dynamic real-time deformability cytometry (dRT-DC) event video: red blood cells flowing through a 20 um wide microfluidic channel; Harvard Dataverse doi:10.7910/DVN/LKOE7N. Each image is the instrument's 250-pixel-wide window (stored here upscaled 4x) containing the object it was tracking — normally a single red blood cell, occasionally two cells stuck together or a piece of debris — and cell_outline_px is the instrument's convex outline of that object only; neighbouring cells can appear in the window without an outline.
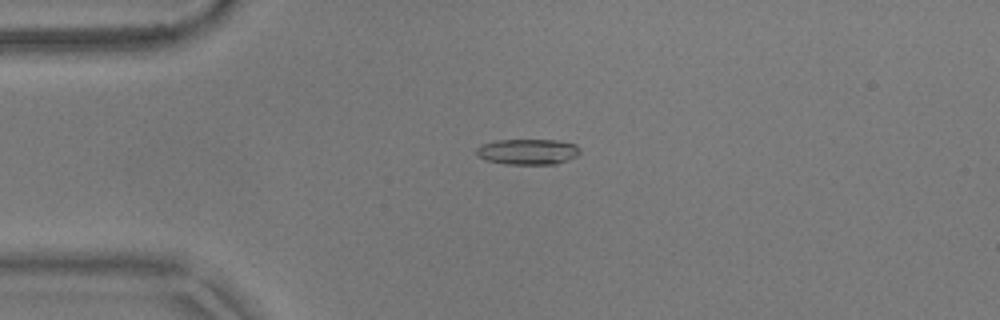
{"species": "common noctule bat (a hibernating species)", "species_latin": "Nyctalus noctula", "temperature_condition": "warm", "stored_images_in_passage": 50, "camera_frame_rate_fps": 3000, "um_per_image_px": 0.085, "animal": {"sex": "male", "body_mass_g": 17.9}, "frame": {"image": 1, "passage_image": 9, "time_ms": 2.667, "image_size_px": [1000, 320], "cell_outline_px": [[580, 152], [576, 156], [556, 164], [508, 164], [488, 160], [480, 156], [476, 152], [476, 148], [480, 144], [496, 140], [556, 140], [576, 144]], "centroid_in_image_um": [44.86, 12.88], "position_along_channel_um": 40.1, "area_um2": 15.32}}
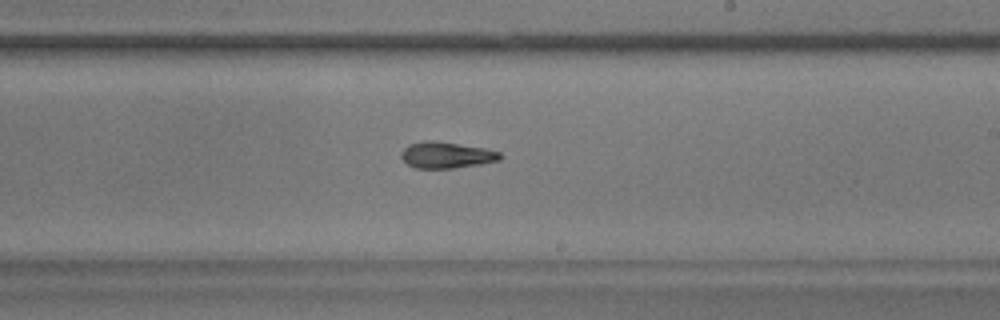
{"frame": {"image": 2, "passage_image": 28, "time_ms": 9.0, "image_size_px": [1000, 320], "cell_outline_px": [[500, 160], [480, 164], [452, 168], [416, 168], [408, 164], [400, 156], [404, 148], [412, 144], [428, 140], [432, 140], [484, 148], [500, 152]], "centroid_in_image_um": [37.94, 13.18], "position_along_channel_um": 251.1, "area_um2": 14.8}}
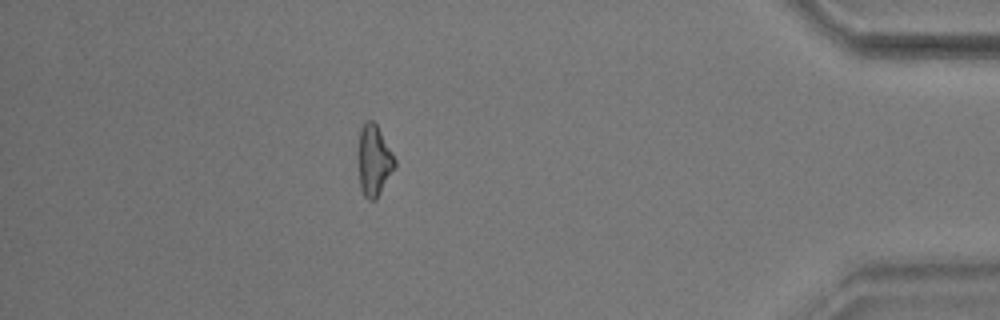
{"frame": {"image": 3, "passage_image": 44, "time_ms": 14.333, "image_size_px": [1000, 320], "cell_outline_px": [[396, 168], [376, 200], [368, 200], [364, 196], [360, 188], [360, 128], [368, 120], [372, 120], [376, 124], [396, 160]], "centroid_in_image_um": [31.83, 13.7], "position_along_channel_um": 403.4, "area_um2": 14.74}, "authors_computed_cell_mechanics": {"area_um2": 15.1725, "velocity_mm_per_s": 3.7106, "shape_relaxation_time_tau1_ms": 6.6668, "shape_relaxation_time_tau2_ms": 6.7387, "deformation_change_tau1": 0.1593, "deformation_change_tau2": 0.1753}}